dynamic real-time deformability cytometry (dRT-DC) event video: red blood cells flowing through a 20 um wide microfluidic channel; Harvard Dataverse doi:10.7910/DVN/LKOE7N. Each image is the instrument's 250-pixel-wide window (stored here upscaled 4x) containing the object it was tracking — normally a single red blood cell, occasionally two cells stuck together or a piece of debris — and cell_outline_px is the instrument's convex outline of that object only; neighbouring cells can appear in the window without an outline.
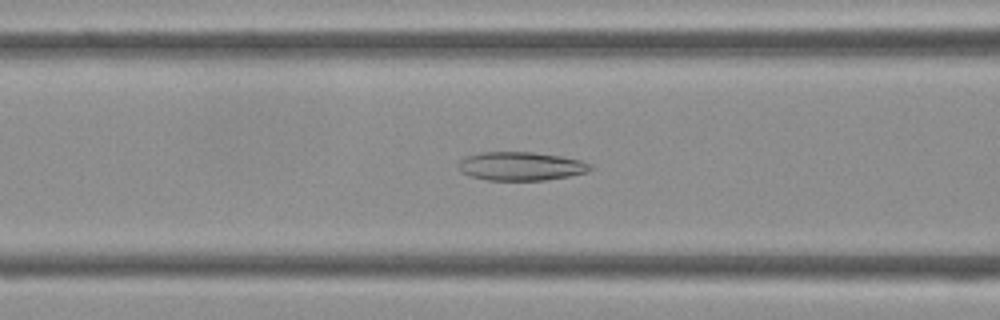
{"species": "Egyptian fruit bat (a non-hibernating species)", "species_latin": "Rousettus aegyptiacus", "temperature_condition": "cold", "stored_images_in_passage": 43, "camera_frame_rate_fps": 3000, "um_per_image_px": 0.085, "frame": {"image": 1, "passage_image": 16, "time_ms": 5.0, "image_size_px": [1000, 320], "cell_outline_px": [[592, 168], [588, 172], [568, 176], [544, 180], [488, 180], [468, 176], [460, 172], [456, 164], [464, 156], [480, 152], [532, 152], [560, 156], [580, 160], [592, 164]], "centroid_in_image_um": [44.22, 14.12], "position_along_channel_um": 122.4, "area_um2": 22.2}}
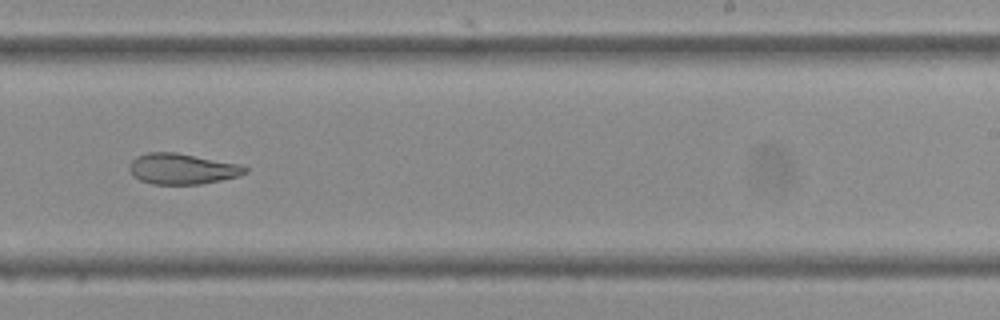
{"frame": {"image": 2, "passage_image": 26, "time_ms": 8.333, "image_size_px": [1000, 320], "cell_outline_px": [[248, 172], [236, 176], [220, 180], [200, 184], [152, 184], [140, 180], [132, 176], [128, 168], [128, 164], [136, 156], [148, 152], [176, 152], [240, 164], [248, 168]], "centroid_in_image_um": [15.44, 14.34], "position_along_channel_um": 273.6, "area_um2": 20.81}}
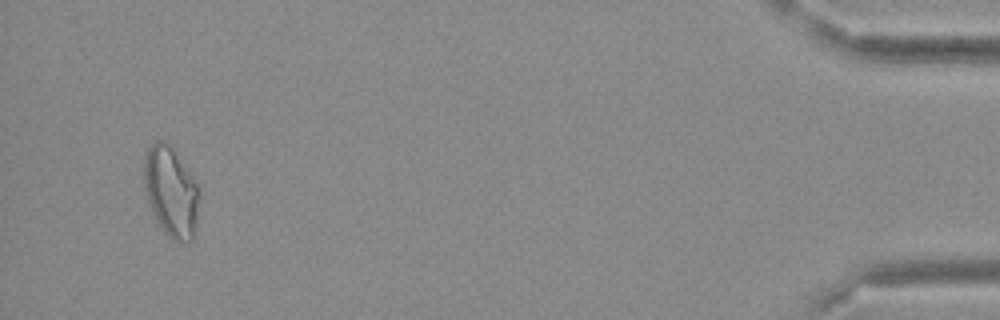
{"frame": {"image": 3, "passage_image": 41, "time_ms": 13.333, "image_size_px": [1000, 320], "cell_outline_px": [[200, 196], [196, 224], [192, 240], [172, 240], [164, 232], [156, 220], [148, 204], [144, 188], [144, 160], [148, 148], [156, 140], [160, 140], [168, 144], [172, 148], [196, 184]], "centroid_in_image_um": [14.51, 16.32], "position_along_channel_um": 420.7, "area_um2": 28.55}}